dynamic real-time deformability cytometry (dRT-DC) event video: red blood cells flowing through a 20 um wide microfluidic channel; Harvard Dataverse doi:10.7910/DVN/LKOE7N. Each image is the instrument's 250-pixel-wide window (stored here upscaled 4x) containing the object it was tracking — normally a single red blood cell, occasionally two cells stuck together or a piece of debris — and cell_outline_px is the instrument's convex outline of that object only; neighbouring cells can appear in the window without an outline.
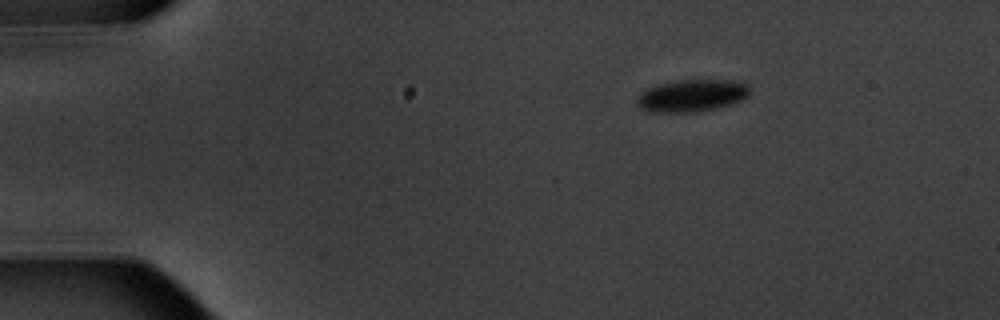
{"species": "common noctule bat (a hibernating species)", "species_latin": "Nyctalus noctula", "temperature_condition": "warm", "stored_images_in_passage": 2, "camera_frame_rate_fps": 3000, "um_per_image_px": 0.085, "animal": {"sex": "male", "body_mass_g": 20.1, "forearm_length_mm": 53.5}, "frame": {"image": 1, "passage_image": 1, "time_ms": 0.0, "image_size_px": [1000, 320], "cell_outline_px": [[748, 96], [732, 104], [696, 112], [656, 112], [644, 108], [636, 104], [636, 100], [640, 92], [656, 84], [676, 80], [732, 80], [748, 84]], "centroid_in_image_um": [58.79, 8.11], "position_along_channel_um": 26.2, "area_um2": 21.04}}